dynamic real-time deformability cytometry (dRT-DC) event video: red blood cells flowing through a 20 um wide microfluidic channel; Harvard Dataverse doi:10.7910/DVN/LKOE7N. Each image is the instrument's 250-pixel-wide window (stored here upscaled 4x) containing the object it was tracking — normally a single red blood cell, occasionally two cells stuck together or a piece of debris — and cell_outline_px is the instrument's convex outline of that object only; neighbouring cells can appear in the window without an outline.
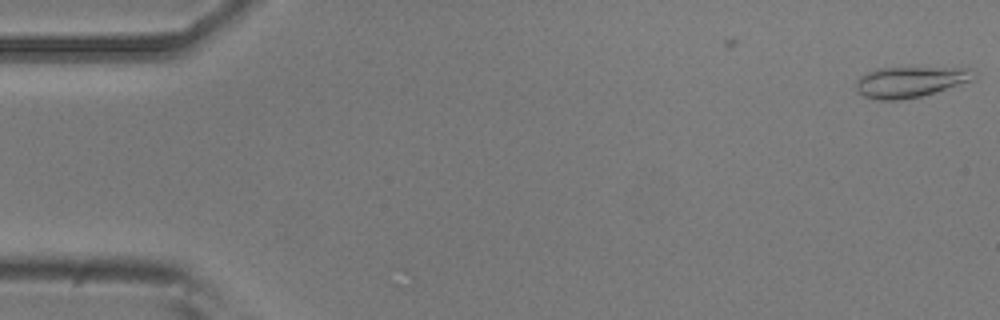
{"species": "common noctule bat (a hibernating species)", "species_latin": "Nyctalus noctula", "temperature_condition": "room temperature", "stored_images_in_passage": 5, "segment_of_instrument_passage": [2, 2], "camera_frame_rate_fps": 3000, "um_per_image_px": 0.085, "animal": {"sex": "male", "body_mass_g": 20.5, "forearm_length_mm": 52.5}, "frame": {"image": 1, "passage_image": 5, "time_ms": 1.333, "image_size_px": [1000, 320], "cell_outline_px": [[980, 72], [972, 80], [920, 96], [900, 100], [876, 100], [864, 96], [856, 88], [856, 80], [860, 76], [876, 68], [976, 68]], "centroid_in_image_um": [77.39, 6.94], "position_along_channel_um": 7.6, "area_um2": 21.04}}